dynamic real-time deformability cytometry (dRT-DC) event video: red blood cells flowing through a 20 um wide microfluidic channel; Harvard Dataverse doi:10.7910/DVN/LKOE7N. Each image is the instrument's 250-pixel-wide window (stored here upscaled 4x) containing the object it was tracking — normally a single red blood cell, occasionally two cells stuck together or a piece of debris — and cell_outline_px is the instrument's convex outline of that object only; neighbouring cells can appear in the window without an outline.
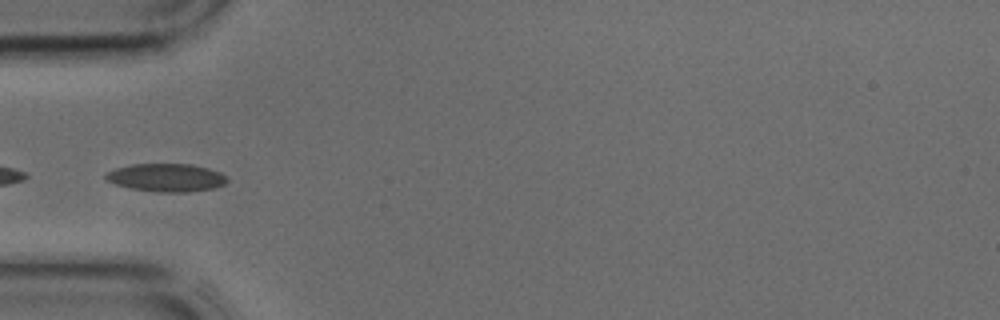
{"species": "common noctule bat (a hibernating species)", "species_latin": "Nyctalus noctula", "temperature_condition": "cold", "stored_images_in_passage": 44, "camera_frame_rate_fps": 3000, "um_per_image_px": 0.085, "animal": {"sex": "male", "body_mass_g": 17.9, "forearm_length_mm": 54.2}, "frame": {"image": 1, "passage_image": 14, "time_ms": 4.333, "image_size_px": [1000, 320], "cell_outline_px": [[228, 180], [224, 184], [212, 188], [188, 192], [160, 192], [132, 188], [116, 184], [104, 180], [104, 172], [116, 168], [132, 164], [192, 164], [208, 168], [220, 172]], "centroid_in_image_um": [14.09, 15.08], "position_along_channel_um": 70.9, "area_um2": 19.77}}
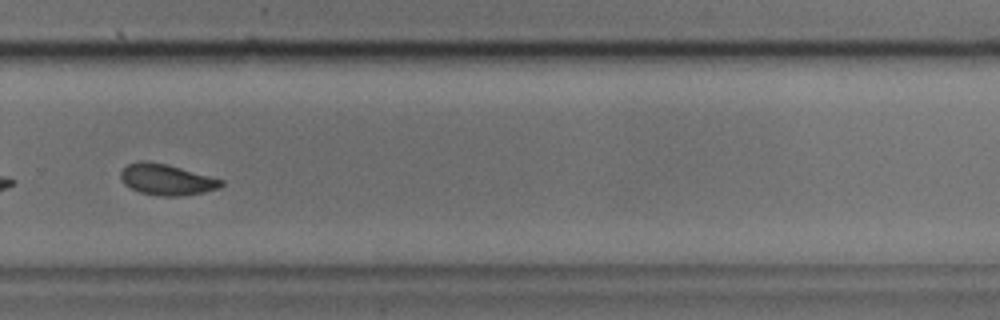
{"frame": {"image": 2, "passage_image": 30, "time_ms": 9.667, "image_size_px": [1000, 320], "cell_outline_px": [[224, 184], [220, 188], [204, 192], [176, 196], [160, 196], [140, 192], [124, 184], [120, 176], [120, 172], [128, 164], [140, 160], [144, 160], [164, 164], [180, 168], [224, 180]], "centroid_in_image_um": [14.16, 15.27], "position_along_channel_um": 315.6, "area_um2": 17.92}}